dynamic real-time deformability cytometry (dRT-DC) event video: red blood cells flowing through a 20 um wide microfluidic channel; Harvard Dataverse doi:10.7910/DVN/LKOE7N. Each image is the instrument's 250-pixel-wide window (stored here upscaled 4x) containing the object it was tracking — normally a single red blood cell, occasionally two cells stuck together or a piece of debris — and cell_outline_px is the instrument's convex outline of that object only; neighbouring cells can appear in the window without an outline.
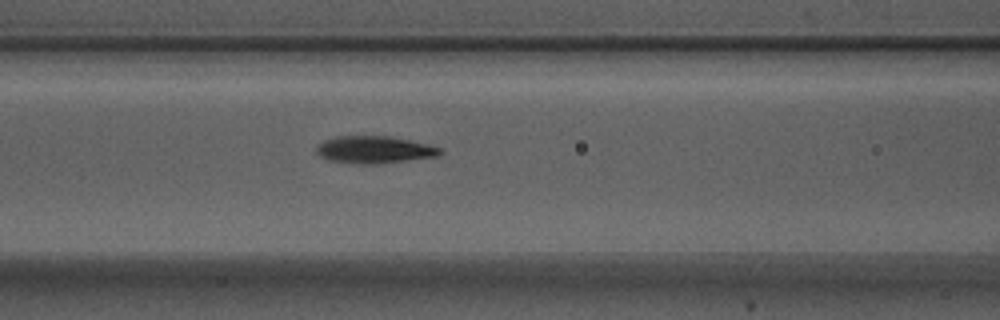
{"species": "Egyptian fruit bat (a non-hibernating species)", "species_latin": "Rousettus aegyptiacus", "temperature_condition": "warm", "stored_images_in_passage": 4, "camera_frame_rate_fps": 3000, "um_per_image_px": 0.085, "animal": {"sex": "male"}, "frame": {"image": 1, "passage_image": 4, "time_ms": 1.0, "image_size_px": [1000, 320], "cell_outline_px": [[444, 152], [436, 156], [408, 160], [372, 164], [356, 164], [328, 160], [320, 156], [316, 152], [316, 144], [324, 140], [336, 136], [388, 136], [428, 144], [440, 148]], "centroid_in_image_um": [31.76, 12.72], "position_along_channel_um": 134.8, "area_um2": 19.59}}